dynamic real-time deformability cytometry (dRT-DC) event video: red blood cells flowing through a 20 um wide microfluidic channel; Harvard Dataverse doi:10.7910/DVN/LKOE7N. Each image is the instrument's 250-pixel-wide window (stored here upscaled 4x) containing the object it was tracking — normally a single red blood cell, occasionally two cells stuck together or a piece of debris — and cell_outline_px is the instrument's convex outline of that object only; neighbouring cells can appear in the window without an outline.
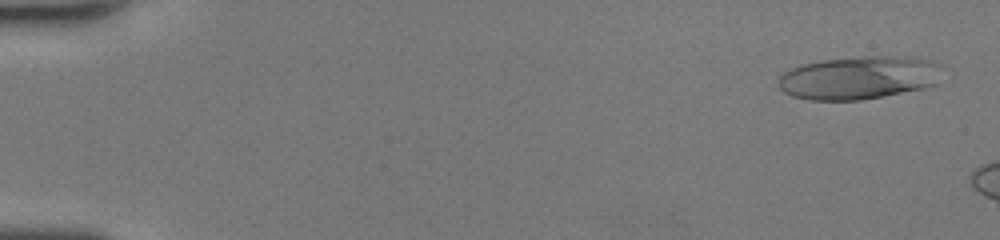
{"species": "human", "species_latin": "Homo sapiens", "temperature_condition": "room temperature", "stored_images_in_passage": 9, "camera_frame_rate_fps": 3000, "um_per_image_px": 0.085, "donor": {"sex": "female"}, "frame": {"image": 1, "passage_image": 2, "time_ms": 0.333, "image_size_px": [1000, 240], "cell_outline_px": [[940, 84], [924, 88], [884, 96], [860, 100], [808, 100], [792, 96], [784, 92], [776, 84], [776, 80], [784, 72], [792, 68], [804, 64], [820, 60], [868, 56], [916, 56], [932, 60], [940, 64]], "centroid_in_image_um": [73.04, 6.6], "position_along_channel_um": 12.0, "area_um2": 41.79}}